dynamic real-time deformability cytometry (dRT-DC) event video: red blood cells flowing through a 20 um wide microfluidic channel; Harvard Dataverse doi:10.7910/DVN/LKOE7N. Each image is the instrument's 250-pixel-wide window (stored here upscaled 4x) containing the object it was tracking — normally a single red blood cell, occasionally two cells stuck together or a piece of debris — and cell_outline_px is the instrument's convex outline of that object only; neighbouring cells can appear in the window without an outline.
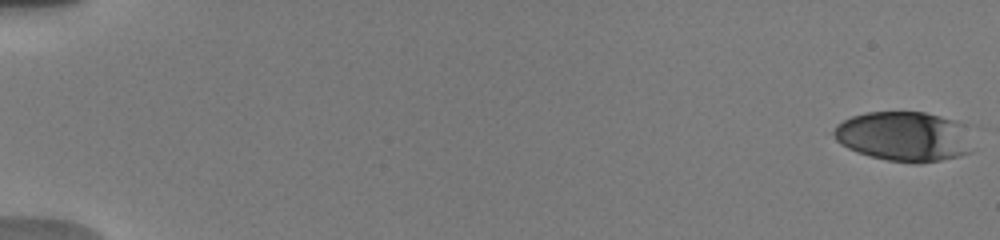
{"species": "human", "species_latin": "Homo sapiens", "temperature_condition": "warm", "stored_images_in_passage": 11, "camera_frame_rate_fps": 3000, "um_per_image_px": 0.085, "donor": {"sex": "male"}, "frame": {"image": 1, "passage_image": 1, "time_ms": 0.0, "image_size_px": [1000, 240], "cell_outline_px": [[972, 152], [960, 156], [920, 164], [912, 164], [888, 160], [856, 152], [840, 144], [836, 140], [832, 132], [836, 124], [852, 116], [868, 112], [924, 112], [972, 124]], "centroid_in_image_um": [76.95, 11.59], "position_along_channel_um": 8.0, "area_um2": 41.38}}